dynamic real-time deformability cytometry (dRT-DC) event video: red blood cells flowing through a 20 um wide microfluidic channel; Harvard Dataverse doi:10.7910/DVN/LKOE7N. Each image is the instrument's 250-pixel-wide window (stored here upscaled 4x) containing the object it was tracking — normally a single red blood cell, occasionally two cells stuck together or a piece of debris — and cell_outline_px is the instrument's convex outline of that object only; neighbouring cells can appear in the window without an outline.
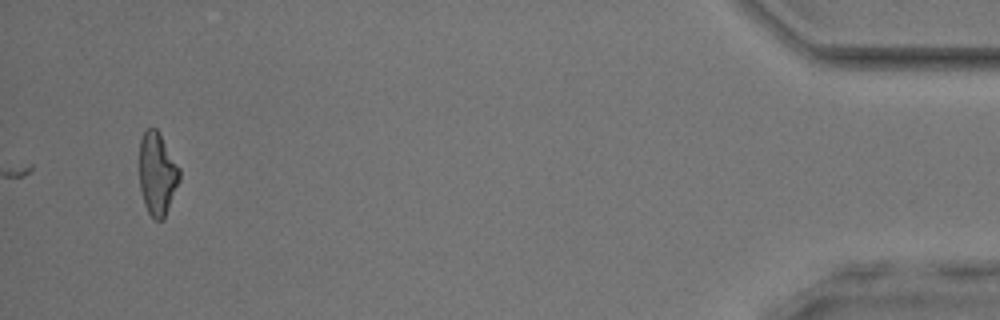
{"species": "common noctule bat (a hibernating species)", "species_latin": "Nyctalus noctula", "temperature_condition": "room temperature", "stored_images_in_passage": 38, "camera_frame_rate_fps": 3000, "um_per_image_px": 0.085, "animal": {"sex": "male", "body_mass_g": 17.9, "forearm_length_mm": 54.2}, "frame": {"image": 1, "passage_image": 38, "time_ms": 12.333, "image_size_px": [1000, 320], "cell_outline_px": [[180, 180], [164, 220], [156, 220], [148, 212], [144, 204], [140, 188], [140, 140], [144, 128], [156, 128], [160, 132], [180, 168]], "centroid_in_image_um": [13.38, 14.75], "position_along_channel_um": 421.8, "area_um2": 19.59}}